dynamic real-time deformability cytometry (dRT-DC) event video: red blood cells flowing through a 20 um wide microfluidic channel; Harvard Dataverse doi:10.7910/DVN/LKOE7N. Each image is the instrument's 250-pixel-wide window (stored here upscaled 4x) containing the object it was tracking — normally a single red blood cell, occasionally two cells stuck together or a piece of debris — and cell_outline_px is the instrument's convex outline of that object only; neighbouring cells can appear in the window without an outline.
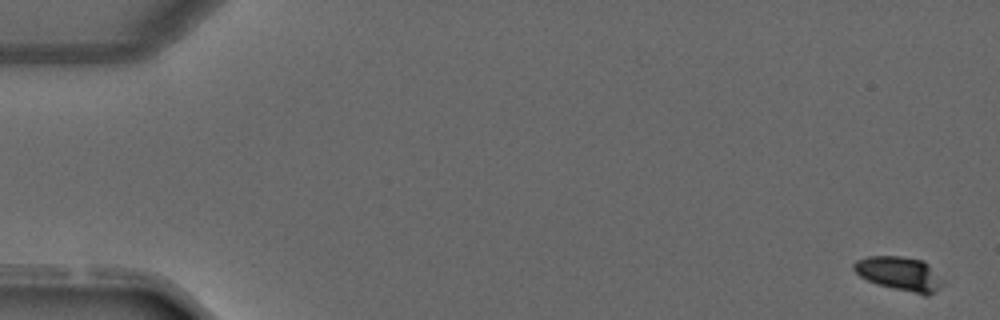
{"species": "common noctule bat (a hibernating species)", "species_latin": "Nyctalus noctula", "temperature_condition": "warm", "stored_images_in_passage": 4, "camera_frame_rate_fps": 3000, "um_per_image_px": 0.085, "animal": {"sex": "male", "forearm_length_mm": 52.5}, "frame": {"image": 1, "passage_image": 1, "time_ms": 0.0, "image_size_px": [1000, 320], "cell_outline_px": [[944, 284], [940, 288], [928, 296], [924, 296], [876, 284], [860, 276], [852, 268], [852, 264], [856, 260], [868, 256], [900, 256], [924, 260], [944, 280]], "centroid_in_image_um": [76.48, 23.27], "position_along_channel_um": 8.5, "area_um2": 17.92}}
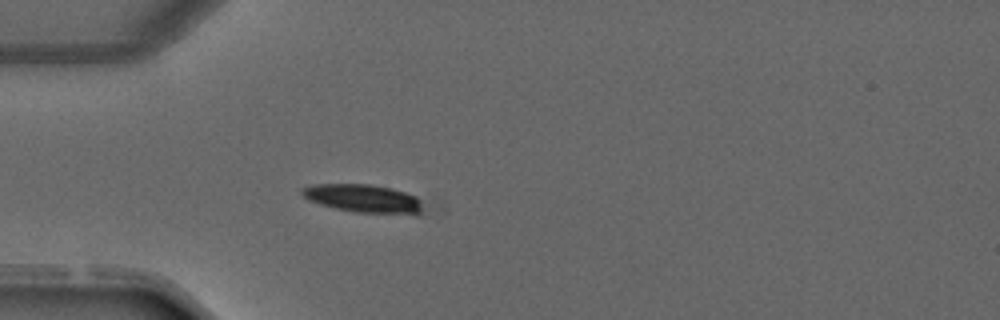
{"frame": {"image": 2, "passage_image": 4, "time_ms": 4.0, "image_size_px": [1000, 320], "cell_outline_px": [[420, 212], [416, 216], [352, 212], [320, 204], [308, 200], [300, 192], [300, 188], [312, 184], [372, 184], [392, 188], [416, 196], [420, 200]], "centroid_in_image_um": [30.89, 16.89], "position_along_channel_um": 54.1, "area_um2": 20.29}}